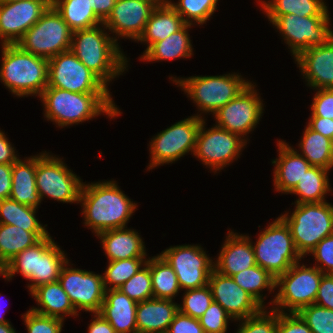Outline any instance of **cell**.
I'll list each match as a JSON object with an SVG mask.
<instances>
[{
  "label": "cell",
  "instance_id": "obj_1",
  "mask_svg": "<svg viewBox=\"0 0 333 333\" xmlns=\"http://www.w3.org/2000/svg\"><path fill=\"white\" fill-rule=\"evenodd\" d=\"M85 226L98 235L107 230L124 228L137 204L117 186L116 181L83 183L80 199Z\"/></svg>",
  "mask_w": 333,
  "mask_h": 333
},
{
  "label": "cell",
  "instance_id": "obj_2",
  "mask_svg": "<svg viewBox=\"0 0 333 333\" xmlns=\"http://www.w3.org/2000/svg\"><path fill=\"white\" fill-rule=\"evenodd\" d=\"M44 117L59 127L91 120L101 113L109 118L121 114L110 93H76L47 86L39 96Z\"/></svg>",
  "mask_w": 333,
  "mask_h": 333
},
{
  "label": "cell",
  "instance_id": "obj_3",
  "mask_svg": "<svg viewBox=\"0 0 333 333\" xmlns=\"http://www.w3.org/2000/svg\"><path fill=\"white\" fill-rule=\"evenodd\" d=\"M104 29L107 30L101 24L72 32L70 50L108 87V82L126 71L128 61L117 44L118 39L110 37Z\"/></svg>",
  "mask_w": 333,
  "mask_h": 333
},
{
  "label": "cell",
  "instance_id": "obj_4",
  "mask_svg": "<svg viewBox=\"0 0 333 333\" xmlns=\"http://www.w3.org/2000/svg\"><path fill=\"white\" fill-rule=\"evenodd\" d=\"M0 80L15 96H40L48 86V59L3 44Z\"/></svg>",
  "mask_w": 333,
  "mask_h": 333
},
{
  "label": "cell",
  "instance_id": "obj_5",
  "mask_svg": "<svg viewBox=\"0 0 333 333\" xmlns=\"http://www.w3.org/2000/svg\"><path fill=\"white\" fill-rule=\"evenodd\" d=\"M280 217L289 226L298 253L304 257L333 234V205L324 202L296 204L291 215Z\"/></svg>",
  "mask_w": 333,
  "mask_h": 333
},
{
  "label": "cell",
  "instance_id": "obj_6",
  "mask_svg": "<svg viewBox=\"0 0 333 333\" xmlns=\"http://www.w3.org/2000/svg\"><path fill=\"white\" fill-rule=\"evenodd\" d=\"M187 93L203 113L212 115L229 101L237 97L251 82L239 74L217 76H192L188 78H169Z\"/></svg>",
  "mask_w": 333,
  "mask_h": 333
},
{
  "label": "cell",
  "instance_id": "obj_7",
  "mask_svg": "<svg viewBox=\"0 0 333 333\" xmlns=\"http://www.w3.org/2000/svg\"><path fill=\"white\" fill-rule=\"evenodd\" d=\"M252 244L256 264L277 278L303 257L298 253L290 228L278 217L260 232Z\"/></svg>",
  "mask_w": 333,
  "mask_h": 333
},
{
  "label": "cell",
  "instance_id": "obj_8",
  "mask_svg": "<svg viewBox=\"0 0 333 333\" xmlns=\"http://www.w3.org/2000/svg\"><path fill=\"white\" fill-rule=\"evenodd\" d=\"M294 263L285 273L276 278L275 287H280L270 302L273 310L284 313H297L303 307L315 303L318 288L324 273L316 266L306 267ZM277 306V307H276ZM281 309V310H280ZM284 309V310H283Z\"/></svg>",
  "mask_w": 333,
  "mask_h": 333
},
{
  "label": "cell",
  "instance_id": "obj_9",
  "mask_svg": "<svg viewBox=\"0 0 333 333\" xmlns=\"http://www.w3.org/2000/svg\"><path fill=\"white\" fill-rule=\"evenodd\" d=\"M72 31L51 4L16 43L25 52L50 59L71 49Z\"/></svg>",
  "mask_w": 333,
  "mask_h": 333
},
{
  "label": "cell",
  "instance_id": "obj_10",
  "mask_svg": "<svg viewBox=\"0 0 333 333\" xmlns=\"http://www.w3.org/2000/svg\"><path fill=\"white\" fill-rule=\"evenodd\" d=\"M62 160L46 151L36 156V187L41 201L47 196L63 203H80L83 182Z\"/></svg>",
  "mask_w": 333,
  "mask_h": 333
},
{
  "label": "cell",
  "instance_id": "obj_11",
  "mask_svg": "<svg viewBox=\"0 0 333 333\" xmlns=\"http://www.w3.org/2000/svg\"><path fill=\"white\" fill-rule=\"evenodd\" d=\"M296 58L303 50L327 44L333 38L330 16L301 17L295 14L267 16Z\"/></svg>",
  "mask_w": 333,
  "mask_h": 333
},
{
  "label": "cell",
  "instance_id": "obj_12",
  "mask_svg": "<svg viewBox=\"0 0 333 333\" xmlns=\"http://www.w3.org/2000/svg\"><path fill=\"white\" fill-rule=\"evenodd\" d=\"M202 120V116L198 114L188 117L160 131L153 137L149 148L151 160L148 169H153L164 163H173L189 151L194 154Z\"/></svg>",
  "mask_w": 333,
  "mask_h": 333
},
{
  "label": "cell",
  "instance_id": "obj_13",
  "mask_svg": "<svg viewBox=\"0 0 333 333\" xmlns=\"http://www.w3.org/2000/svg\"><path fill=\"white\" fill-rule=\"evenodd\" d=\"M48 86L76 93H109L108 87L71 50L48 59Z\"/></svg>",
  "mask_w": 333,
  "mask_h": 333
},
{
  "label": "cell",
  "instance_id": "obj_14",
  "mask_svg": "<svg viewBox=\"0 0 333 333\" xmlns=\"http://www.w3.org/2000/svg\"><path fill=\"white\" fill-rule=\"evenodd\" d=\"M247 139L229 132L216 125L206 130L205 120L201 122L195 144L194 156L203 164L214 169V173L238 159L240 152L246 146Z\"/></svg>",
  "mask_w": 333,
  "mask_h": 333
},
{
  "label": "cell",
  "instance_id": "obj_15",
  "mask_svg": "<svg viewBox=\"0 0 333 333\" xmlns=\"http://www.w3.org/2000/svg\"><path fill=\"white\" fill-rule=\"evenodd\" d=\"M160 255L176 273L180 289L190 290L208 285L214 262L200 245L171 246Z\"/></svg>",
  "mask_w": 333,
  "mask_h": 333
},
{
  "label": "cell",
  "instance_id": "obj_16",
  "mask_svg": "<svg viewBox=\"0 0 333 333\" xmlns=\"http://www.w3.org/2000/svg\"><path fill=\"white\" fill-rule=\"evenodd\" d=\"M254 87L255 85L250 83L237 97L213 114L216 126L238 134L243 139L244 135L247 136V133L254 130L264 110Z\"/></svg>",
  "mask_w": 333,
  "mask_h": 333
},
{
  "label": "cell",
  "instance_id": "obj_17",
  "mask_svg": "<svg viewBox=\"0 0 333 333\" xmlns=\"http://www.w3.org/2000/svg\"><path fill=\"white\" fill-rule=\"evenodd\" d=\"M63 265L58 281L77 310L99 313L105 297L103 275ZM67 265V266H66Z\"/></svg>",
  "mask_w": 333,
  "mask_h": 333
},
{
  "label": "cell",
  "instance_id": "obj_18",
  "mask_svg": "<svg viewBox=\"0 0 333 333\" xmlns=\"http://www.w3.org/2000/svg\"><path fill=\"white\" fill-rule=\"evenodd\" d=\"M49 0L0 2V43L16 44L49 8Z\"/></svg>",
  "mask_w": 333,
  "mask_h": 333
},
{
  "label": "cell",
  "instance_id": "obj_19",
  "mask_svg": "<svg viewBox=\"0 0 333 333\" xmlns=\"http://www.w3.org/2000/svg\"><path fill=\"white\" fill-rule=\"evenodd\" d=\"M214 302L220 304L234 320H242L256 315L263 307L230 276H225L215 269L209 276Z\"/></svg>",
  "mask_w": 333,
  "mask_h": 333
},
{
  "label": "cell",
  "instance_id": "obj_20",
  "mask_svg": "<svg viewBox=\"0 0 333 333\" xmlns=\"http://www.w3.org/2000/svg\"><path fill=\"white\" fill-rule=\"evenodd\" d=\"M156 7L141 0H117L103 25L115 36L138 40Z\"/></svg>",
  "mask_w": 333,
  "mask_h": 333
},
{
  "label": "cell",
  "instance_id": "obj_21",
  "mask_svg": "<svg viewBox=\"0 0 333 333\" xmlns=\"http://www.w3.org/2000/svg\"><path fill=\"white\" fill-rule=\"evenodd\" d=\"M294 59L308 86L316 91L333 88V38L327 44L303 50Z\"/></svg>",
  "mask_w": 333,
  "mask_h": 333
},
{
  "label": "cell",
  "instance_id": "obj_22",
  "mask_svg": "<svg viewBox=\"0 0 333 333\" xmlns=\"http://www.w3.org/2000/svg\"><path fill=\"white\" fill-rule=\"evenodd\" d=\"M221 248L218 259L214 263V269L225 276L232 277L240 271L257 265L254 249L247 235H238L229 231Z\"/></svg>",
  "mask_w": 333,
  "mask_h": 333
},
{
  "label": "cell",
  "instance_id": "obj_23",
  "mask_svg": "<svg viewBox=\"0 0 333 333\" xmlns=\"http://www.w3.org/2000/svg\"><path fill=\"white\" fill-rule=\"evenodd\" d=\"M277 146L279 158L272 160L275 191L289 194L312 165L285 141L278 140Z\"/></svg>",
  "mask_w": 333,
  "mask_h": 333
},
{
  "label": "cell",
  "instance_id": "obj_24",
  "mask_svg": "<svg viewBox=\"0 0 333 333\" xmlns=\"http://www.w3.org/2000/svg\"><path fill=\"white\" fill-rule=\"evenodd\" d=\"M137 302L119 289H107L99 314L107 320L116 333H137Z\"/></svg>",
  "mask_w": 333,
  "mask_h": 333
},
{
  "label": "cell",
  "instance_id": "obj_25",
  "mask_svg": "<svg viewBox=\"0 0 333 333\" xmlns=\"http://www.w3.org/2000/svg\"><path fill=\"white\" fill-rule=\"evenodd\" d=\"M169 299L151 298L137 303V333H167L179 311V304Z\"/></svg>",
  "mask_w": 333,
  "mask_h": 333
},
{
  "label": "cell",
  "instance_id": "obj_26",
  "mask_svg": "<svg viewBox=\"0 0 333 333\" xmlns=\"http://www.w3.org/2000/svg\"><path fill=\"white\" fill-rule=\"evenodd\" d=\"M102 243L109 261L145 258L146 249L139 233L134 229L116 228L96 235Z\"/></svg>",
  "mask_w": 333,
  "mask_h": 333
},
{
  "label": "cell",
  "instance_id": "obj_27",
  "mask_svg": "<svg viewBox=\"0 0 333 333\" xmlns=\"http://www.w3.org/2000/svg\"><path fill=\"white\" fill-rule=\"evenodd\" d=\"M10 198L14 201L38 208L41 198L36 187V155L26 160L18 159L12 164Z\"/></svg>",
  "mask_w": 333,
  "mask_h": 333
},
{
  "label": "cell",
  "instance_id": "obj_28",
  "mask_svg": "<svg viewBox=\"0 0 333 333\" xmlns=\"http://www.w3.org/2000/svg\"><path fill=\"white\" fill-rule=\"evenodd\" d=\"M30 294L38 303V308L33 307L31 310L38 314L62 320H64V316L78 315V311H76L72 305L69 296L64 291L59 281L40 285Z\"/></svg>",
  "mask_w": 333,
  "mask_h": 333
},
{
  "label": "cell",
  "instance_id": "obj_29",
  "mask_svg": "<svg viewBox=\"0 0 333 333\" xmlns=\"http://www.w3.org/2000/svg\"><path fill=\"white\" fill-rule=\"evenodd\" d=\"M59 247L50 234L37 242L34 289L40 285L58 281L62 267L68 261L65 252Z\"/></svg>",
  "mask_w": 333,
  "mask_h": 333
},
{
  "label": "cell",
  "instance_id": "obj_30",
  "mask_svg": "<svg viewBox=\"0 0 333 333\" xmlns=\"http://www.w3.org/2000/svg\"><path fill=\"white\" fill-rule=\"evenodd\" d=\"M186 23L168 4L156 7L145 25L142 35L137 40L148 44L144 53L156 42L182 29Z\"/></svg>",
  "mask_w": 333,
  "mask_h": 333
},
{
  "label": "cell",
  "instance_id": "obj_31",
  "mask_svg": "<svg viewBox=\"0 0 333 333\" xmlns=\"http://www.w3.org/2000/svg\"><path fill=\"white\" fill-rule=\"evenodd\" d=\"M192 25L186 24L182 29L167 36L164 40L154 43L143 55V61L172 60L177 58H188L193 54L188 28Z\"/></svg>",
  "mask_w": 333,
  "mask_h": 333
},
{
  "label": "cell",
  "instance_id": "obj_32",
  "mask_svg": "<svg viewBox=\"0 0 333 333\" xmlns=\"http://www.w3.org/2000/svg\"><path fill=\"white\" fill-rule=\"evenodd\" d=\"M48 232H30L20 227L0 223V264L4 267L18 253L33 246Z\"/></svg>",
  "mask_w": 333,
  "mask_h": 333
},
{
  "label": "cell",
  "instance_id": "obj_33",
  "mask_svg": "<svg viewBox=\"0 0 333 333\" xmlns=\"http://www.w3.org/2000/svg\"><path fill=\"white\" fill-rule=\"evenodd\" d=\"M51 4L72 32L103 24L94 13L91 0H54Z\"/></svg>",
  "mask_w": 333,
  "mask_h": 333
},
{
  "label": "cell",
  "instance_id": "obj_34",
  "mask_svg": "<svg viewBox=\"0 0 333 333\" xmlns=\"http://www.w3.org/2000/svg\"><path fill=\"white\" fill-rule=\"evenodd\" d=\"M299 143L302 156L315 167L330 171L333 167V140L312 130L308 125L304 129Z\"/></svg>",
  "mask_w": 333,
  "mask_h": 333
},
{
  "label": "cell",
  "instance_id": "obj_35",
  "mask_svg": "<svg viewBox=\"0 0 333 333\" xmlns=\"http://www.w3.org/2000/svg\"><path fill=\"white\" fill-rule=\"evenodd\" d=\"M328 173L327 169L311 166L290 192V194L300 196L295 204L326 201L325 196L332 191L330 190Z\"/></svg>",
  "mask_w": 333,
  "mask_h": 333
},
{
  "label": "cell",
  "instance_id": "obj_36",
  "mask_svg": "<svg viewBox=\"0 0 333 333\" xmlns=\"http://www.w3.org/2000/svg\"><path fill=\"white\" fill-rule=\"evenodd\" d=\"M266 16L295 14L298 16H329L323 0H271L259 1Z\"/></svg>",
  "mask_w": 333,
  "mask_h": 333
},
{
  "label": "cell",
  "instance_id": "obj_37",
  "mask_svg": "<svg viewBox=\"0 0 333 333\" xmlns=\"http://www.w3.org/2000/svg\"><path fill=\"white\" fill-rule=\"evenodd\" d=\"M152 278L153 298L172 300L180 290L178 278L173 268L159 254L149 258Z\"/></svg>",
  "mask_w": 333,
  "mask_h": 333
},
{
  "label": "cell",
  "instance_id": "obj_38",
  "mask_svg": "<svg viewBox=\"0 0 333 333\" xmlns=\"http://www.w3.org/2000/svg\"><path fill=\"white\" fill-rule=\"evenodd\" d=\"M36 209L20 204L11 198L0 201V223L20 227L30 232H48L36 219Z\"/></svg>",
  "mask_w": 333,
  "mask_h": 333
},
{
  "label": "cell",
  "instance_id": "obj_39",
  "mask_svg": "<svg viewBox=\"0 0 333 333\" xmlns=\"http://www.w3.org/2000/svg\"><path fill=\"white\" fill-rule=\"evenodd\" d=\"M233 280L248 294H250L263 308L264 297L260 292L268 289L270 293L275 290L276 278L267 270L255 265L240 271L232 276ZM263 296V297H262Z\"/></svg>",
  "mask_w": 333,
  "mask_h": 333
},
{
  "label": "cell",
  "instance_id": "obj_40",
  "mask_svg": "<svg viewBox=\"0 0 333 333\" xmlns=\"http://www.w3.org/2000/svg\"><path fill=\"white\" fill-rule=\"evenodd\" d=\"M218 0H179L169 1V5L183 18L186 24L203 25L217 9Z\"/></svg>",
  "mask_w": 333,
  "mask_h": 333
},
{
  "label": "cell",
  "instance_id": "obj_41",
  "mask_svg": "<svg viewBox=\"0 0 333 333\" xmlns=\"http://www.w3.org/2000/svg\"><path fill=\"white\" fill-rule=\"evenodd\" d=\"M146 259L147 258H130L109 261L106 271L103 274L105 289H118L146 264ZM107 284L111 286L108 287Z\"/></svg>",
  "mask_w": 333,
  "mask_h": 333
},
{
  "label": "cell",
  "instance_id": "obj_42",
  "mask_svg": "<svg viewBox=\"0 0 333 333\" xmlns=\"http://www.w3.org/2000/svg\"><path fill=\"white\" fill-rule=\"evenodd\" d=\"M37 264V243L18 253L3 267V277L7 280L16 273H21L31 284L28 285L30 293L34 290V273Z\"/></svg>",
  "mask_w": 333,
  "mask_h": 333
},
{
  "label": "cell",
  "instance_id": "obj_43",
  "mask_svg": "<svg viewBox=\"0 0 333 333\" xmlns=\"http://www.w3.org/2000/svg\"><path fill=\"white\" fill-rule=\"evenodd\" d=\"M118 289L137 303L153 298L149 259H147L146 264L135 275Z\"/></svg>",
  "mask_w": 333,
  "mask_h": 333
},
{
  "label": "cell",
  "instance_id": "obj_44",
  "mask_svg": "<svg viewBox=\"0 0 333 333\" xmlns=\"http://www.w3.org/2000/svg\"><path fill=\"white\" fill-rule=\"evenodd\" d=\"M212 291L209 285L202 288L186 290L182 306L179 311L195 319H199L213 302Z\"/></svg>",
  "mask_w": 333,
  "mask_h": 333
},
{
  "label": "cell",
  "instance_id": "obj_45",
  "mask_svg": "<svg viewBox=\"0 0 333 333\" xmlns=\"http://www.w3.org/2000/svg\"><path fill=\"white\" fill-rule=\"evenodd\" d=\"M297 314L313 333H333V310L314 303L303 307Z\"/></svg>",
  "mask_w": 333,
  "mask_h": 333
},
{
  "label": "cell",
  "instance_id": "obj_46",
  "mask_svg": "<svg viewBox=\"0 0 333 333\" xmlns=\"http://www.w3.org/2000/svg\"><path fill=\"white\" fill-rule=\"evenodd\" d=\"M263 308L256 315L242 319L237 333H276L278 311Z\"/></svg>",
  "mask_w": 333,
  "mask_h": 333
},
{
  "label": "cell",
  "instance_id": "obj_47",
  "mask_svg": "<svg viewBox=\"0 0 333 333\" xmlns=\"http://www.w3.org/2000/svg\"><path fill=\"white\" fill-rule=\"evenodd\" d=\"M231 319L225 309L213 301L199 318V322L205 333H226L228 321Z\"/></svg>",
  "mask_w": 333,
  "mask_h": 333
},
{
  "label": "cell",
  "instance_id": "obj_48",
  "mask_svg": "<svg viewBox=\"0 0 333 333\" xmlns=\"http://www.w3.org/2000/svg\"><path fill=\"white\" fill-rule=\"evenodd\" d=\"M23 316L28 333H61L64 320L38 314L29 309Z\"/></svg>",
  "mask_w": 333,
  "mask_h": 333
},
{
  "label": "cell",
  "instance_id": "obj_49",
  "mask_svg": "<svg viewBox=\"0 0 333 333\" xmlns=\"http://www.w3.org/2000/svg\"><path fill=\"white\" fill-rule=\"evenodd\" d=\"M309 254L314 256L315 266L324 274H333V234L323 238Z\"/></svg>",
  "mask_w": 333,
  "mask_h": 333
},
{
  "label": "cell",
  "instance_id": "obj_50",
  "mask_svg": "<svg viewBox=\"0 0 333 333\" xmlns=\"http://www.w3.org/2000/svg\"><path fill=\"white\" fill-rule=\"evenodd\" d=\"M311 117L333 119V88L318 89L311 105Z\"/></svg>",
  "mask_w": 333,
  "mask_h": 333
},
{
  "label": "cell",
  "instance_id": "obj_51",
  "mask_svg": "<svg viewBox=\"0 0 333 333\" xmlns=\"http://www.w3.org/2000/svg\"><path fill=\"white\" fill-rule=\"evenodd\" d=\"M276 333H313L297 313L278 312Z\"/></svg>",
  "mask_w": 333,
  "mask_h": 333
},
{
  "label": "cell",
  "instance_id": "obj_52",
  "mask_svg": "<svg viewBox=\"0 0 333 333\" xmlns=\"http://www.w3.org/2000/svg\"><path fill=\"white\" fill-rule=\"evenodd\" d=\"M167 333H205L199 319L178 311L170 323Z\"/></svg>",
  "mask_w": 333,
  "mask_h": 333
},
{
  "label": "cell",
  "instance_id": "obj_53",
  "mask_svg": "<svg viewBox=\"0 0 333 333\" xmlns=\"http://www.w3.org/2000/svg\"><path fill=\"white\" fill-rule=\"evenodd\" d=\"M315 304L333 310V274L322 276Z\"/></svg>",
  "mask_w": 333,
  "mask_h": 333
},
{
  "label": "cell",
  "instance_id": "obj_54",
  "mask_svg": "<svg viewBox=\"0 0 333 333\" xmlns=\"http://www.w3.org/2000/svg\"><path fill=\"white\" fill-rule=\"evenodd\" d=\"M307 125L312 130L333 140V119L325 117H311Z\"/></svg>",
  "mask_w": 333,
  "mask_h": 333
},
{
  "label": "cell",
  "instance_id": "obj_55",
  "mask_svg": "<svg viewBox=\"0 0 333 333\" xmlns=\"http://www.w3.org/2000/svg\"><path fill=\"white\" fill-rule=\"evenodd\" d=\"M11 145L4 132L0 130V164H13L19 159Z\"/></svg>",
  "mask_w": 333,
  "mask_h": 333
},
{
  "label": "cell",
  "instance_id": "obj_56",
  "mask_svg": "<svg viewBox=\"0 0 333 333\" xmlns=\"http://www.w3.org/2000/svg\"><path fill=\"white\" fill-rule=\"evenodd\" d=\"M12 164H0V201L10 198Z\"/></svg>",
  "mask_w": 333,
  "mask_h": 333
},
{
  "label": "cell",
  "instance_id": "obj_57",
  "mask_svg": "<svg viewBox=\"0 0 333 333\" xmlns=\"http://www.w3.org/2000/svg\"><path fill=\"white\" fill-rule=\"evenodd\" d=\"M117 0H91L95 15L104 22L110 15Z\"/></svg>",
  "mask_w": 333,
  "mask_h": 333
},
{
  "label": "cell",
  "instance_id": "obj_58",
  "mask_svg": "<svg viewBox=\"0 0 333 333\" xmlns=\"http://www.w3.org/2000/svg\"><path fill=\"white\" fill-rule=\"evenodd\" d=\"M88 333H116L110 323L99 313H94L92 322L88 326Z\"/></svg>",
  "mask_w": 333,
  "mask_h": 333
},
{
  "label": "cell",
  "instance_id": "obj_59",
  "mask_svg": "<svg viewBox=\"0 0 333 333\" xmlns=\"http://www.w3.org/2000/svg\"><path fill=\"white\" fill-rule=\"evenodd\" d=\"M0 333H16L10 323H0Z\"/></svg>",
  "mask_w": 333,
  "mask_h": 333
},
{
  "label": "cell",
  "instance_id": "obj_60",
  "mask_svg": "<svg viewBox=\"0 0 333 333\" xmlns=\"http://www.w3.org/2000/svg\"><path fill=\"white\" fill-rule=\"evenodd\" d=\"M141 1L148 2L154 5L155 7H161L169 3V0H141Z\"/></svg>",
  "mask_w": 333,
  "mask_h": 333
},
{
  "label": "cell",
  "instance_id": "obj_61",
  "mask_svg": "<svg viewBox=\"0 0 333 333\" xmlns=\"http://www.w3.org/2000/svg\"><path fill=\"white\" fill-rule=\"evenodd\" d=\"M0 323H9V321L8 320H6V319H4L2 316H1V314H3L2 312V310H1V308H0Z\"/></svg>",
  "mask_w": 333,
  "mask_h": 333
},
{
  "label": "cell",
  "instance_id": "obj_62",
  "mask_svg": "<svg viewBox=\"0 0 333 333\" xmlns=\"http://www.w3.org/2000/svg\"><path fill=\"white\" fill-rule=\"evenodd\" d=\"M12 1H20V0H0V2H12Z\"/></svg>",
  "mask_w": 333,
  "mask_h": 333
},
{
  "label": "cell",
  "instance_id": "obj_63",
  "mask_svg": "<svg viewBox=\"0 0 333 333\" xmlns=\"http://www.w3.org/2000/svg\"><path fill=\"white\" fill-rule=\"evenodd\" d=\"M0 275L3 276V267L0 264Z\"/></svg>",
  "mask_w": 333,
  "mask_h": 333
}]
</instances>
